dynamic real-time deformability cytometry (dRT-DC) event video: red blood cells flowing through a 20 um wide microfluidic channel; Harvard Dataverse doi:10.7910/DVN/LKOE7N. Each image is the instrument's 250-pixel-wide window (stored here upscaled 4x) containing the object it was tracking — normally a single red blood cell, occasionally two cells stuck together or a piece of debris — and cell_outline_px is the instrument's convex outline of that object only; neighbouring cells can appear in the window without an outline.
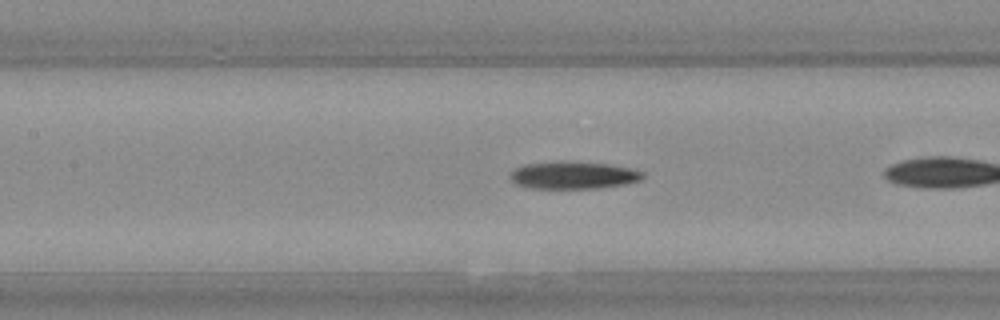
{"species": "Egyptian fruit bat (a non-hibernating species)", "species_latin": "Rousettus aegyptiacus", "temperature_condition": "warm", "stored_images_in_passage": 25, "camera_frame_rate_fps": 3000, "um_per_image_px": 0.085, "animal": {"sex": "female"}, "frame": {"image": 1, "passage_image": 8, "time_ms": 2.333, "image_size_px": [1000, 320], "cell_outline_px": [[644, 176], [640, 180], [624, 184], [600, 188], [532, 188], [516, 184], [512, 180], [512, 172], [516, 168], [524, 164], [608, 164], [628, 168], [644, 172]], "centroid_in_image_um": [48.78, 14.94], "position_along_channel_um": 158.6, "area_um2": 19.88}}